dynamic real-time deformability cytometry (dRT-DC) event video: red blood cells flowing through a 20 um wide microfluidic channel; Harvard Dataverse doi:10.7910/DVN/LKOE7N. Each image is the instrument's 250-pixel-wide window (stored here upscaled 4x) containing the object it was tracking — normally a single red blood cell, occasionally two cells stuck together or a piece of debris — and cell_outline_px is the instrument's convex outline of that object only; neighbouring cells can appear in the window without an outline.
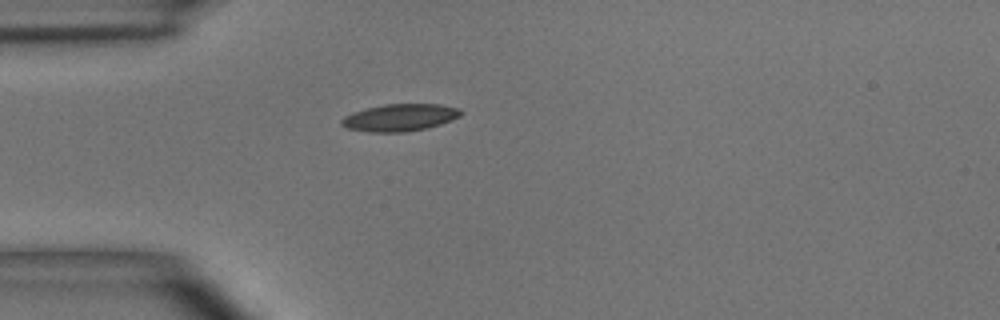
{"species": "common noctule bat (a hibernating species)", "species_latin": "Nyctalus noctula", "temperature_condition": "room temperature", "stored_images_in_passage": 1, "camera_frame_rate_fps": 3000, "um_per_image_px": 0.085, "animal": {"sex": "male", "body_mass_g": 15.6}, "frame": {"image": 1, "passage_image": 1, "time_ms": 0.0, "image_size_px": [1000, 320], "cell_outline_px": [[464, 112], [460, 116], [452, 120], [428, 128], [404, 132], [368, 132], [348, 128], [340, 124], [340, 120], [344, 116], [352, 112], [384, 104], [440, 104], [460, 108]], "centroid_in_image_um": [34.01, 9.99], "position_along_channel_um": 51.0, "area_um2": 19.02}}